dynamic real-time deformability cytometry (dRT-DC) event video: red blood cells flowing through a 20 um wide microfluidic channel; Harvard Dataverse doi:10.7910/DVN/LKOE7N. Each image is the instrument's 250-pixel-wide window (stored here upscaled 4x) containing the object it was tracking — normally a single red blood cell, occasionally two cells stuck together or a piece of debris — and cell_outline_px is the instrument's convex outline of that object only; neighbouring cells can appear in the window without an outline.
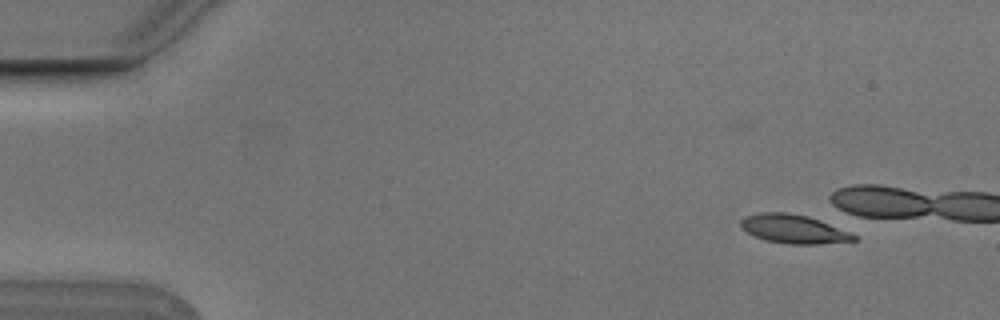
{"species": "Egyptian fruit bat (a non-hibernating species)", "species_latin": "Rousettus aegyptiacus", "temperature_condition": "cold", "stored_images_in_passage": 4, "camera_frame_rate_fps": 3000, "um_per_image_px": 0.085, "animal": {"sex": "male"}, "frame": {"image": 1, "passage_image": 2, "time_ms": 0.333, "image_size_px": [1000, 320], "cell_outline_px": [[860, 240], [816, 244], [788, 244], [768, 240], [756, 236], [740, 228], [740, 220], [744, 216], [760, 212], [788, 212], [808, 216], [820, 220], [848, 232], [856, 236]], "centroid_in_image_um": [67.43, 19.45], "position_along_channel_um": 17.6, "area_um2": 18.84}}